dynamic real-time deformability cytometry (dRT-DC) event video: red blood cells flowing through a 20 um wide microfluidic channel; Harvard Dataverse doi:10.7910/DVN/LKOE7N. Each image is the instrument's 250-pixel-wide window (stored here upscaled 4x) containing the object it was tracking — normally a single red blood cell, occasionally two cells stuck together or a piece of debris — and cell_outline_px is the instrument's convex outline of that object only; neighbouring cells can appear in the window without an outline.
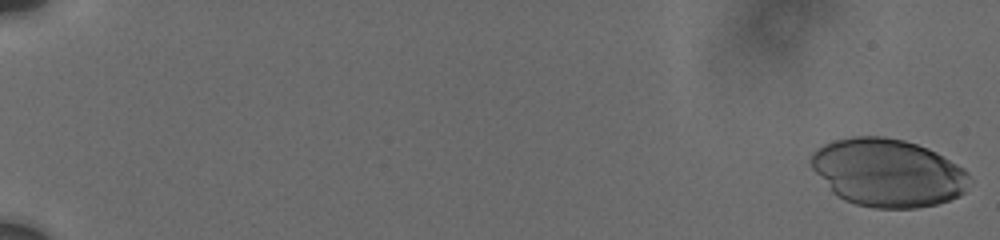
{"species": "human", "species_latin": "Homo sapiens", "temperature_condition": "cold", "stored_images_in_passage": 53, "camera_frame_rate_fps": 3000, "um_per_image_px": 0.085, "donor": {"sex": "male"}, "frame": {"image": 1, "passage_image": 1, "time_ms": 0.0, "image_size_px": [1000, 240], "cell_outline_px": [[972, 180], [964, 192], [960, 196], [936, 204], [916, 208], [876, 208], [856, 204], [844, 200], [836, 196], [832, 192], [808, 164], [808, 160], [812, 152], [824, 144], [836, 140], [852, 136], [884, 136], [904, 140], [928, 148], [936, 152], [964, 168], [968, 172]], "centroid_in_image_um": [75.45, 14.68], "position_along_channel_um": 9.5, "area_um2": 63.12}}